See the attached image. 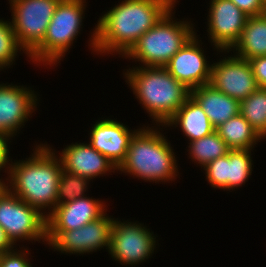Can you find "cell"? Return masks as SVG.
I'll return each mask as SVG.
<instances>
[{"label":"cell","mask_w":266,"mask_h":267,"mask_svg":"<svg viewBox=\"0 0 266 267\" xmlns=\"http://www.w3.org/2000/svg\"><path fill=\"white\" fill-rule=\"evenodd\" d=\"M239 113L252 128L266 140V88H257L246 99L240 101Z\"/></svg>","instance_id":"24"},{"label":"cell","mask_w":266,"mask_h":267,"mask_svg":"<svg viewBox=\"0 0 266 267\" xmlns=\"http://www.w3.org/2000/svg\"><path fill=\"white\" fill-rule=\"evenodd\" d=\"M215 131L231 150L254 149L263 140L240 113L219 125Z\"/></svg>","instance_id":"21"},{"label":"cell","mask_w":266,"mask_h":267,"mask_svg":"<svg viewBox=\"0 0 266 267\" xmlns=\"http://www.w3.org/2000/svg\"><path fill=\"white\" fill-rule=\"evenodd\" d=\"M49 146L60 158L64 171L85 177L92 183L95 178L117 172L115 165L86 141L67 144L60 152Z\"/></svg>","instance_id":"16"},{"label":"cell","mask_w":266,"mask_h":267,"mask_svg":"<svg viewBox=\"0 0 266 267\" xmlns=\"http://www.w3.org/2000/svg\"><path fill=\"white\" fill-rule=\"evenodd\" d=\"M16 246L7 237L5 230L0 226V252L6 253L13 250Z\"/></svg>","instance_id":"32"},{"label":"cell","mask_w":266,"mask_h":267,"mask_svg":"<svg viewBox=\"0 0 266 267\" xmlns=\"http://www.w3.org/2000/svg\"><path fill=\"white\" fill-rule=\"evenodd\" d=\"M202 169L213 189L228 191V154L211 161Z\"/></svg>","instance_id":"27"},{"label":"cell","mask_w":266,"mask_h":267,"mask_svg":"<svg viewBox=\"0 0 266 267\" xmlns=\"http://www.w3.org/2000/svg\"><path fill=\"white\" fill-rule=\"evenodd\" d=\"M209 2L206 31L217 56L219 51H229L239 40L249 16L230 0Z\"/></svg>","instance_id":"13"},{"label":"cell","mask_w":266,"mask_h":267,"mask_svg":"<svg viewBox=\"0 0 266 267\" xmlns=\"http://www.w3.org/2000/svg\"><path fill=\"white\" fill-rule=\"evenodd\" d=\"M21 52L24 53L28 58V54L19 45L16 39L10 19L6 20L4 18H1L0 19V66L5 70L13 68L11 66L15 64L17 57L19 56L18 54H22Z\"/></svg>","instance_id":"25"},{"label":"cell","mask_w":266,"mask_h":267,"mask_svg":"<svg viewBox=\"0 0 266 267\" xmlns=\"http://www.w3.org/2000/svg\"><path fill=\"white\" fill-rule=\"evenodd\" d=\"M93 123L88 131V143L118 168L126 158L131 139L141 126L132 130L112 116L98 118Z\"/></svg>","instance_id":"15"},{"label":"cell","mask_w":266,"mask_h":267,"mask_svg":"<svg viewBox=\"0 0 266 267\" xmlns=\"http://www.w3.org/2000/svg\"><path fill=\"white\" fill-rule=\"evenodd\" d=\"M39 143L35 141L33 152L25 160L12 161L5 186L47 217L57 205L63 169L60 158L49 144Z\"/></svg>","instance_id":"2"},{"label":"cell","mask_w":266,"mask_h":267,"mask_svg":"<svg viewBox=\"0 0 266 267\" xmlns=\"http://www.w3.org/2000/svg\"><path fill=\"white\" fill-rule=\"evenodd\" d=\"M247 16L261 15L264 12L265 3L262 0H230Z\"/></svg>","instance_id":"31"},{"label":"cell","mask_w":266,"mask_h":267,"mask_svg":"<svg viewBox=\"0 0 266 267\" xmlns=\"http://www.w3.org/2000/svg\"><path fill=\"white\" fill-rule=\"evenodd\" d=\"M229 52L245 60L266 56V17L264 14L247 19L239 40Z\"/></svg>","instance_id":"20"},{"label":"cell","mask_w":266,"mask_h":267,"mask_svg":"<svg viewBox=\"0 0 266 267\" xmlns=\"http://www.w3.org/2000/svg\"><path fill=\"white\" fill-rule=\"evenodd\" d=\"M190 96L201 106L215 128L239 113L240 102L210 84L192 89Z\"/></svg>","instance_id":"19"},{"label":"cell","mask_w":266,"mask_h":267,"mask_svg":"<svg viewBox=\"0 0 266 267\" xmlns=\"http://www.w3.org/2000/svg\"><path fill=\"white\" fill-rule=\"evenodd\" d=\"M177 2L180 1L118 0L94 23L87 40L91 54L122 58Z\"/></svg>","instance_id":"1"},{"label":"cell","mask_w":266,"mask_h":267,"mask_svg":"<svg viewBox=\"0 0 266 267\" xmlns=\"http://www.w3.org/2000/svg\"><path fill=\"white\" fill-rule=\"evenodd\" d=\"M40 94L26 85L0 83V132L12 136L20 134L32 113L38 110ZM37 108V109H36ZM18 133V134H17Z\"/></svg>","instance_id":"12"},{"label":"cell","mask_w":266,"mask_h":267,"mask_svg":"<svg viewBox=\"0 0 266 267\" xmlns=\"http://www.w3.org/2000/svg\"><path fill=\"white\" fill-rule=\"evenodd\" d=\"M127 68L122 71L123 78L152 125H164L190 97L191 90L165 67L128 65Z\"/></svg>","instance_id":"4"},{"label":"cell","mask_w":266,"mask_h":267,"mask_svg":"<svg viewBox=\"0 0 266 267\" xmlns=\"http://www.w3.org/2000/svg\"><path fill=\"white\" fill-rule=\"evenodd\" d=\"M176 6L143 34L122 58L138 62V66L164 67L197 32L191 18L180 20L175 17Z\"/></svg>","instance_id":"5"},{"label":"cell","mask_w":266,"mask_h":267,"mask_svg":"<svg viewBox=\"0 0 266 267\" xmlns=\"http://www.w3.org/2000/svg\"><path fill=\"white\" fill-rule=\"evenodd\" d=\"M27 246H18L13 250L3 253L0 258V267H33L31 261L33 262L31 252ZM22 249V250H21Z\"/></svg>","instance_id":"28"},{"label":"cell","mask_w":266,"mask_h":267,"mask_svg":"<svg viewBox=\"0 0 266 267\" xmlns=\"http://www.w3.org/2000/svg\"><path fill=\"white\" fill-rule=\"evenodd\" d=\"M164 126L165 130L180 129V132L186 137L187 143L203 138L215 131V127L209 121L207 114L191 96Z\"/></svg>","instance_id":"18"},{"label":"cell","mask_w":266,"mask_h":267,"mask_svg":"<svg viewBox=\"0 0 266 267\" xmlns=\"http://www.w3.org/2000/svg\"><path fill=\"white\" fill-rule=\"evenodd\" d=\"M0 226L16 247L22 246L20 242L23 241L29 244H35L36 241L44 242L47 246L46 217L13 194L6 186L0 188Z\"/></svg>","instance_id":"7"},{"label":"cell","mask_w":266,"mask_h":267,"mask_svg":"<svg viewBox=\"0 0 266 267\" xmlns=\"http://www.w3.org/2000/svg\"><path fill=\"white\" fill-rule=\"evenodd\" d=\"M263 14L266 17V3H265V6H264V12H263Z\"/></svg>","instance_id":"33"},{"label":"cell","mask_w":266,"mask_h":267,"mask_svg":"<svg viewBox=\"0 0 266 267\" xmlns=\"http://www.w3.org/2000/svg\"><path fill=\"white\" fill-rule=\"evenodd\" d=\"M218 53L220 58L212 63L209 84L239 102L246 99L258 88L248 60L229 51Z\"/></svg>","instance_id":"11"},{"label":"cell","mask_w":266,"mask_h":267,"mask_svg":"<svg viewBox=\"0 0 266 267\" xmlns=\"http://www.w3.org/2000/svg\"><path fill=\"white\" fill-rule=\"evenodd\" d=\"M201 37L197 32L164 66L189 90L209 84L212 63L207 59ZM210 62V63H209Z\"/></svg>","instance_id":"14"},{"label":"cell","mask_w":266,"mask_h":267,"mask_svg":"<svg viewBox=\"0 0 266 267\" xmlns=\"http://www.w3.org/2000/svg\"><path fill=\"white\" fill-rule=\"evenodd\" d=\"M13 137L10 136L9 134L5 132H0V176L1 172L3 171L7 175H2L5 176L0 178V183L5 186L8 178V173H9V168L10 165L12 164L13 158L10 156V144L12 142ZM12 158V159H11ZM7 177V178H6ZM4 178V179H3Z\"/></svg>","instance_id":"29"},{"label":"cell","mask_w":266,"mask_h":267,"mask_svg":"<svg viewBox=\"0 0 266 267\" xmlns=\"http://www.w3.org/2000/svg\"><path fill=\"white\" fill-rule=\"evenodd\" d=\"M144 222L115 218L110 234L108 255L114 262L127 267L144 264L159 246L157 234Z\"/></svg>","instance_id":"8"},{"label":"cell","mask_w":266,"mask_h":267,"mask_svg":"<svg viewBox=\"0 0 266 267\" xmlns=\"http://www.w3.org/2000/svg\"><path fill=\"white\" fill-rule=\"evenodd\" d=\"M59 1L7 0L12 29L19 45L28 55L43 41Z\"/></svg>","instance_id":"9"},{"label":"cell","mask_w":266,"mask_h":267,"mask_svg":"<svg viewBox=\"0 0 266 267\" xmlns=\"http://www.w3.org/2000/svg\"><path fill=\"white\" fill-rule=\"evenodd\" d=\"M89 179L62 170L57 191V205L84 197L89 191ZM86 192V194H85Z\"/></svg>","instance_id":"26"},{"label":"cell","mask_w":266,"mask_h":267,"mask_svg":"<svg viewBox=\"0 0 266 267\" xmlns=\"http://www.w3.org/2000/svg\"><path fill=\"white\" fill-rule=\"evenodd\" d=\"M87 4L86 0L59 1L43 41L28 55L30 63L44 69L61 65L83 31Z\"/></svg>","instance_id":"6"},{"label":"cell","mask_w":266,"mask_h":267,"mask_svg":"<svg viewBox=\"0 0 266 267\" xmlns=\"http://www.w3.org/2000/svg\"><path fill=\"white\" fill-rule=\"evenodd\" d=\"M188 157L190 161L202 168L213 160L222 157L231 150L220 135L214 131L195 141L188 142Z\"/></svg>","instance_id":"22"},{"label":"cell","mask_w":266,"mask_h":267,"mask_svg":"<svg viewBox=\"0 0 266 267\" xmlns=\"http://www.w3.org/2000/svg\"><path fill=\"white\" fill-rule=\"evenodd\" d=\"M107 202L89 195L61 205L46 217L47 230H74L100 218L107 211Z\"/></svg>","instance_id":"17"},{"label":"cell","mask_w":266,"mask_h":267,"mask_svg":"<svg viewBox=\"0 0 266 267\" xmlns=\"http://www.w3.org/2000/svg\"><path fill=\"white\" fill-rule=\"evenodd\" d=\"M74 230H47V246L64 255H86L110 247V234L115 218L107 214Z\"/></svg>","instance_id":"10"},{"label":"cell","mask_w":266,"mask_h":267,"mask_svg":"<svg viewBox=\"0 0 266 267\" xmlns=\"http://www.w3.org/2000/svg\"><path fill=\"white\" fill-rule=\"evenodd\" d=\"M254 149H234L228 152V191L245 186L254 169ZM232 190V191H231Z\"/></svg>","instance_id":"23"},{"label":"cell","mask_w":266,"mask_h":267,"mask_svg":"<svg viewBox=\"0 0 266 267\" xmlns=\"http://www.w3.org/2000/svg\"><path fill=\"white\" fill-rule=\"evenodd\" d=\"M259 88H266V56L248 60Z\"/></svg>","instance_id":"30"},{"label":"cell","mask_w":266,"mask_h":267,"mask_svg":"<svg viewBox=\"0 0 266 267\" xmlns=\"http://www.w3.org/2000/svg\"><path fill=\"white\" fill-rule=\"evenodd\" d=\"M163 129L164 125L162 128L152 123L142 125L131 139L126 158L117 168V173L155 184H170L180 178L179 157L168 137L164 136Z\"/></svg>","instance_id":"3"}]
</instances>
